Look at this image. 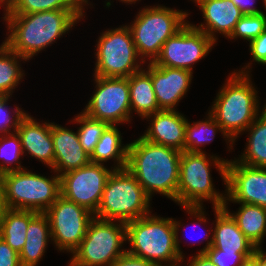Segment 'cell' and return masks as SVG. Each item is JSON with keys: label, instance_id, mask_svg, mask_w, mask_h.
<instances>
[{"label": "cell", "instance_id": "obj_44", "mask_svg": "<svg viewBox=\"0 0 266 266\" xmlns=\"http://www.w3.org/2000/svg\"><path fill=\"white\" fill-rule=\"evenodd\" d=\"M13 2L14 0H0V7L4 6L3 9H7Z\"/></svg>", "mask_w": 266, "mask_h": 266}, {"label": "cell", "instance_id": "obj_46", "mask_svg": "<svg viewBox=\"0 0 266 266\" xmlns=\"http://www.w3.org/2000/svg\"><path fill=\"white\" fill-rule=\"evenodd\" d=\"M121 2H124V3H127V4H135L136 1H139V0H120Z\"/></svg>", "mask_w": 266, "mask_h": 266}, {"label": "cell", "instance_id": "obj_27", "mask_svg": "<svg viewBox=\"0 0 266 266\" xmlns=\"http://www.w3.org/2000/svg\"><path fill=\"white\" fill-rule=\"evenodd\" d=\"M37 214L35 211L5 209L0 225V237L17 253L23 249L29 222Z\"/></svg>", "mask_w": 266, "mask_h": 266}, {"label": "cell", "instance_id": "obj_34", "mask_svg": "<svg viewBox=\"0 0 266 266\" xmlns=\"http://www.w3.org/2000/svg\"><path fill=\"white\" fill-rule=\"evenodd\" d=\"M10 96L0 95V136L1 134H10L16 132L20 120L25 116L27 112L20 109L17 105L15 110H12L13 115H9L7 102L9 101ZM13 118V119H12ZM12 128L13 131H10Z\"/></svg>", "mask_w": 266, "mask_h": 266}, {"label": "cell", "instance_id": "obj_40", "mask_svg": "<svg viewBox=\"0 0 266 266\" xmlns=\"http://www.w3.org/2000/svg\"><path fill=\"white\" fill-rule=\"evenodd\" d=\"M190 259L188 266H216L204 254L197 253L195 256H191Z\"/></svg>", "mask_w": 266, "mask_h": 266}, {"label": "cell", "instance_id": "obj_12", "mask_svg": "<svg viewBox=\"0 0 266 266\" xmlns=\"http://www.w3.org/2000/svg\"><path fill=\"white\" fill-rule=\"evenodd\" d=\"M44 214L51 230V241L60 251H73L80 245L94 214L60 196Z\"/></svg>", "mask_w": 266, "mask_h": 266}, {"label": "cell", "instance_id": "obj_19", "mask_svg": "<svg viewBox=\"0 0 266 266\" xmlns=\"http://www.w3.org/2000/svg\"><path fill=\"white\" fill-rule=\"evenodd\" d=\"M215 212V228L212 235H206L207 243L199 250L203 254L212 245L213 247L229 253H254L255 245L243 234L232 216L222 207H213Z\"/></svg>", "mask_w": 266, "mask_h": 266}, {"label": "cell", "instance_id": "obj_30", "mask_svg": "<svg viewBox=\"0 0 266 266\" xmlns=\"http://www.w3.org/2000/svg\"><path fill=\"white\" fill-rule=\"evenodd\" d=\"M88 0H14L4 14H31L51 10H84Z\"/></svg>", "mask_w": 266, "mask_h": 266}, {"label": "cell", "instance_id": "obj_39", "mask_svg": "<svg viewBox=\"0 0 266 266\" xmlns=\"http://www.w3.org/2000/svg\"><path fill=\"white\" fill-rule=\"evenodd\" d=\"M235 5L244 13V14H259L262 13L260 9H257L254 6L255 0H232Z\"/></svg>", "mask_w": 266, "mask_h": 266}, {"label": "cell", "instance_id": "obj_22", "mask_svg": "<svg viewBox=\"0 0 266 266\" xmlns=\"http://www.w3.org/2000/svg\"><path fill=\"white\" fill-rule=\"evenodd\" d=\"M129 97L131 113L134 110L142 118L161 111L151 81V63L147 70L142 68L129 77Z\"/></svg>", "mask_w": 266, "mask_h": 266}, {"label": "cell", "instance_id": "obj_38", "mask_svg": "<svg viewBox=\"0 0 266 266\" xmlns=\"http://www.w3.org/2000/svg\"><path fill=\"white\" fill-rule=\"evenodd\" d=\"M110 266H157V265L147 260L132 256L126 252Z\"/></svg>", "mask_w": 266, "mask_h": 266}, {"label": "cell", "instance_id": "obj_47", "mask_svg": "<svg viewBox=\"0 0 266 266\" xmlns=\"http://www.w3.org/2000/svg\"><path fill=\"white\" fill-rule=\"evenodd\" d=\"M264 6H265V11H266V0H263Z\"/></svg>", "mask_w": 266, "mask_h": 266}, {"label": "cell", "instance_id": "obj_4", "mask_svg": "<svg viewBox=\"0 0 266 266\" xmlns=\"http://www.w3.org/2000/svg\"><path fill=\"white\" fill-rule=\"evenodd\" d=\"M180 226L181 222L174 218L151 216V213L126 223V241L131 245L127 253L157 266L181 264L184 253L178 239Z\"/></svg>", "mask_w": 266, "mask_h": 266}, {"label": "cell", "instance_id": "obj_23", "mask_svg": "<svg viewBox=\"0 0 266 266\" xmlns=\"http://www.w3.org/2000/svg\"><path fill=\"white\" fill-rule=\"evenodd\" d=\"M51 238L49 221L44 213H38L30 222L26 231V241L19 253L21 266H37L46 252Z\"/></svg>", "mask_w": 266, "mask_h": 266}, {"label": "cell", "instance_id": "obj_35", "mask_svg": "<svg viewBox=\"0 0 266 266\" xmlns=\"http://www.w3.org/2000/svg\"><path fill=\"white\" fill-rule=\"evenodd\" d=\"M203 254L216 266H240L246 258L254 253H229L211 245Z\"/></svg>", "mask_w": 266, "mask_h": 266}, {"label": "cell", "instance_id": "obj_45", "mask_svg": "<svg viewBox=\"0 0 266 266\" xmlns=\"http://www.w3.org/2000/svg\"><path fill=\"white\" fill-rule=\"evenodd\" d=\"M0 195L3 194V173L0 171Z\"/></svg>", "mask_w": 266, "mask_h": 266}, {"label": "cell", "instance_id": "obj_18", "mask_svg": "<svg viewBox=\"0 0 266 266\" xmlns=\"http://www.w3.org/2000/svg\"><path fill=\"white\" fill-rule=\"evenodd\" d=\"M51 136L54 147V165L51 168L59 176L86 166L90 156L82 148L77 131L51 122Z\"/></svg>", "mask_w": 266, "mask_h": 266}, {"label": "cell", "instance_id": "obj_3", "mask_svg": "<svg viewBox=\"0 0 266 266\" xmlns=\"http://www.w3.org/2000/svg\"><path fill=\"white\" fill-rule=\"evenodd\" d=\"M227 162L228 160L213 155L209 158L205 152L183 151L181 154L177 203L196 218L199 224L207 221L202 206L205 200L212 202L213 207L222 208L224 205L226 194L223 195L214 188L210 169L214 164L226 185Z\"/></svg>", "mask_w": 266, "mask_h": 266}, {"label": "cell", "instance_id": "obj_42", "mask_svg": "<svg viewBox=\"0 0 266 266\" xmlns=\"http://www.w3.org/2000/svg\"><path fill=\"white\" fill-rule=\"evenodd\" d=\"M240 266H258L256 256L253 254L252 256L246 258V259L240 264Z\"/></svg>", "mask_w": 266, "mask_h": 266}, {"label": "cell", "instance_id": "obj_17", "mask_svg": "<svg viewBox=\"0 0 266 266\" xmlns=\"http://www.w3.org/2000/svg\"><path fill=\"white\" fill-rule=\"evenodd\" d=\"M150 126L141 136L146 141L184 151L186 117L176 110H161L148 115Z\"/></svg>", "mask_w": 266, "mask_h": 266}, {"label": "cell", "instance_id": "obj_7", "mask_svg": "<svg viewBox=\"0 0 266 266\" xmlns=\"http://www.w3.org/2000/svg\"><path fill=\"white\" fill-rule=\"evenodd\" d=\"M188 15V12L165 6H144L128 25L141 61L145 63L149 58V63H154L165 41L186 25Z\"/></svg>", "mask_w": 266, "mask_h": 266}, {"label": "cell", "instance_id": "obj_11", "mask_svg": "<svg viewBox=\"0 0 266 266\" xmlns=\"http://www.w3.org/2000/svg\"><path fill=\"white\" fill-rule=\"evenodd\" d=\"M95 77V93L82 112L109 125L130 122L129 77Z\"/></svg>", "mask_w": 266, "mask_h": 266}, {"label": "cell", "instance_id": "obj_36", "mask_svg": "<svg viewBox=\"0 0 266 266\" xmlns=\"http://www.w3.org/2000/svg\"><path fill=\"white\" fill-rule=\"evenodd\" d=\"M249 50L253 61L266 65V30L249 42Z\"/></svg>", "mask_w": 266, "mask_h": 266}, {"label": "cell", "instance_id": "obj_9", "mask_svg": "<svg viewBox=\"0 0 266 266\" xmlns=\"http://www.w3.org/2000/svg\"><path fill=\"white\" fill-rule=\"evenodd\" d=\"M94 217L68 266H110L127 252L126 223Z\"/></svg>", "mask_w": 266, "mask_h": 266}, {"label": "cell", "instance_id": "obj_29", "mask_svg": "<svg viewBox=\"0 0 266 266\" xmlns=\"http://www.w3.org/2000/svg\"><path fill=\"white\" fill-rule=\"evenodd\" d=\"M27 61L4 42L0 45V95L10 96L25 75L19 60Z\"/></svg>", "mask_w": 266, "mask_h": 266}, {"label": "cell", "instance_id": "obj_25", "mask_svg": "<svg viewBox=\"0 0 266 266\" xmlns=\"http://www.w3.org/2000/svg\"><path fill=\"white\" fill-rule=\"evenodd\" d=\"M128 144L122 145V136L116 125H109L102 133L93 153L91 163L104 164L110 159L116 161L113 169H122L127 166Z\"/></svg>", "mask_w": 266, "mask_h": 266}, {"label": "cell", "instance_id": "obj_41", "mask_svg": "<svg viewBox=\"0 0 266 266\" xmlns=\"http://www.w3.org/2000/svg\"><path fill=\"white\" fill-rule=\"evenodd\" d=\"M261 247H257L254 251V255L257 258L258 266H266V253L261 249Z\"/></svg>", "mask_w": 266, "mask_h": 266}, {"label": "cell", "instance_id": "obj_31", "mask_svg": "<svg viewBox=\"0 0 266 266\" xmlns=\"http://www.w3.org/2000/svg\"><path fill=\"white\" fill-rule=\"evenodd\" d=\"M73 120L79 125L82 124L77 130L78 138L82 148L91 156L102 133L109 124L101 120L93 119L84 112L78 114Z\"/></svg>", "mask_w": 266, "mask_h": 266}, {"label": "cell", "instance_id": "obj_21", "mask_svg": "<svg viewBox=\"0 0 266 266\" xmlns=\"http://www.w3.org/2000/svg\"><path fill=\"white\" fill-rule=\"evenodd\" d=\"M20 136L23 154L45 163L49 168L54 165V147L51 136V123H39L29 114L20 120L16 130Z\"/></svg>", "mask_w": 266, "mask_h": 266}, {"label": "cell", "instance_id": "obj_28", "mask_svg": "<svg viewBox=\"0 0 266 266\" xmlns=\"http://www.w3.org/2000/svg\"><path fill=\"white\" fill-rule=\"evenodd\" d=\"M207 118L203 121L193 122L187 120L185 127V142L184 151L187 152H204L202 146L213 141L218 130L224 136L229 144V148L233 149L234 142L224 133L220 124L214 119V117L208 112ZM227 138V139H226ZM232 147V148H231Z\"/></svg>", "mask_w": 266, "mask_h": 266}, {"label": "cell", "instance_id": "obj_13", "mask_svg": "<svg viewBox=\"0 0 266 266\" xmlns=\"http://www.w3.org/2000/svg\"><path fill=\"white\" fill-rule=\"evenodd\" d=\"M214 44L206 33L187 21L182 29L165 41L154 64L192 72L194 63L207 56Z\"/></svg>", "mask_w": 266, "mask_h": 266}, {"label": "cell", "instance_id": "obj_14", "mask_svg": "<svg viewBox=\"0 0 266 266\" xmlns=\"http://www.w3.org/2000/svg\"><path fill=\"white\" fill-rule=\"evenodd\" d=\"M104 164L89 163L60 175L61 196L95 214L112 173Z\"/></svg>", "mask_w": 266, "mask_h": 266}, {"label": "cell", "instance_id": "obj_24", "mask_svg": "<svg viewBox=\"0 0 266 266\" xmlns=\"http://www.w3.org/2000/svg\"><path fill=\"white\" fill-rule=\"evenodd\" d=\"M227 201L223 208L232 216L243 234L255 245L261 247L266 235V208L258 205L239 203V210L231 213L228 210Z\"/></svg>", "mask_w": 266, "mask_h": 266}, {"label": "cell", "instance_id": "obj_43", "mask_svg": "<svg viewBox=\"0 0 266 266\" xmlns=\"http://www.w3.org/2000/svg\"><path fill=\"white\" fill-rule=\"evenodd\" d=\"M6 209V205L4 203V195H0V225L2 222L3 214Z\"/></svg>", "mask_w": 266, "mask_h": 266}, {"label": "cell", "instance_id": "obj_37", "mask_svg": "<svg viewBox=\"0 0 266 266\" xmlns=\"http://www.w3.org/2000/svg\"><path fill=\"white\" fill-rule=\"evenodd\" d=\"M0 266H21L19 253L0 237Z\"/></svg>", "mask_w": 266, "mask_h": 266}, {"label": "cell", "instance_id": "obj_8", "mask_svg": "<svg viewBox=\"0 0 266 266\" xmlns=\"http://www.w3.org/2000/svg\"><path fill=\"white\" fill-rule=\"evenodd\" d=\"M46 178L22 169L3 174L6 208L44 213L61 196L60 176Z\"/></svg>", "mask_w": 266, "mask_h": 266}, {"label": "cell", "instance_id": "obj_10", "mask_svg": "<svg viewBox=\"0 0 266 266\" xmlns=\"http://www.w3.org/2000/svg\"><path fill=\"white\" fill-rule=\"evenodd\" d=\"M93 76L128 78L142 69L132 33L127 25L108 29L99 36ZM140 60V62H139ZM139 63V64H138Z\"/></svg>", "mask_w": 266, "mask_h": 266}, {"label": "cell", "instance_id": "obj_26", "mask_svg": "<svg viewBox=\"0 0 266 266\" xmlns=\"http://www.w3.org/2000/svg\"><path fill=\"white\" fill-rule=\"evenodd\" d=\"M246 129L249 132L246 149L235 160L252 167L266 168V107Z\"/></svg>", "mask_w": 266, "mask_h": 266}, {"label": "cell", "instance_id": "obj_15", "mask_svg": "<svg viewBox=\"0 0 266 266\" xmlns=\"http://www.w3.org/2000/svg\"><path fill=\"white\" fill-rule=\"evenodd\" d=\"M225 187V201L266 208V168L228 160Z\"/></svg>", "mask_w": 266, "mask_h": 266}, {"label": "cell", "instance_id": "obj_16", "mask_svg": "<svg viewBox=\"0 0 266 266\" xmlns=\"http://www.w3.org/2000/svg\"><path fill=\"white\" fill-rule=\"evenodd\" d=\"M193 72L151 63V81L161 110H176L175 107L186 95Z\"/></svg>", "mask_w": 266, "mask_h": 266}, {"label": "cell", "instance_id": "obj_2", "mask_svg": "<svg viewBox=\"0 0 266 266\" xmlns=\"http://www.w3.org/2000/svg\"><path fill=\"white\" fill-rule=\"evenodd\" d=\"M181 154L176 149L151 143L140 136L128 144L126 168L150 198L156 192L177 203Z\"/></svg>", "mask_w": 266, "mask_h": 266}, {"label": "cell", "instance_id": "obj_32", "mask_svg": "<svg viewBox=\"0 0 266 266\" xmlns=\"http://www.w3.org/2000/svg\"><path fill=\"white\" fill-rule=\"evenodd\" d=\"M22 155L21 139L17 132L0 136V171L3 174L25 169L19 161ZM12 164H15L14 167Z\"/></svg>", "mask_w": 266, "mask_h": 266}, {"label": "cell", "instance_id": "obj_20", "mask_svg": "<svg viewBox=\"0 0 266 266\" xmlns=\"http://www.w3.org/2000/svg\"><path fill=\"white\" fill-rule=\"evenodd\" d=\"M203 13L204 23L195 28L202 30L214 42L216 33L229 37L244 13L232 0H193ZM216 32V33H215Z\"/></svg>", "mask_w": 266, "mask_h": 266}, {"label": "cell", "instance_id": "obj_5", "mask_svg": "<svg viewBox=\"0 0 266 266\" xmlns=\"http://www.w3.org/2000/svg\"><path fill=\"white\" fill-rule=\"evenodd\" d=\"M250 65L248 63L242 70L238 72L234 70L231 73L209 110V113L233 142L261 113L258 92L249 75Z\"/></svg>", "mask_w": 266, "mask_h": 266}, {"label": "cell", "instance_id": "obj_33", "mask_svg": "<svg viewBox=\"0 0 266 266\" xmlns=\"http://www.w3.org/2000/svg\"><path fill=\"white\" fill-rule=\"evenodd\" d=\"M266 30V14H244L235 25L231 35V39L242 38L248 42L257 38L263 31Z\"/></svg>", "mask_w": 266, "mask_h": 266}, {"label": "cell", "instance_id": "obj_6", "mask_svg": "<svg viewBox=\"0 0 266 266\" xmlns=\"http://www.w3.org/2000/svg\"><path fill=\"white\" fill-rule=\"evenodd\" d=\"M150 200L136 177L126 167L113 169L94 217L128 223L151 213Z\"/></svg>", "mask_w": 266, "mask_h": 266}, {"label": "cell", "instance_id": "obj_1", "mask_svg": "<svg viewBox=\"0 0 266 266\" xmlns=\"http://www.w3.org/2000/svg\"><path fill=\"white\" fill-rule=\"evenodd\" d=\"M85 10H51L31 14H4L8 37L3 41L25 59L53 44L76 22L83 19ZM78 20V21H77Z\"/></svg>", "mask_w": 266, "mask_h": 266}]
</instances>
